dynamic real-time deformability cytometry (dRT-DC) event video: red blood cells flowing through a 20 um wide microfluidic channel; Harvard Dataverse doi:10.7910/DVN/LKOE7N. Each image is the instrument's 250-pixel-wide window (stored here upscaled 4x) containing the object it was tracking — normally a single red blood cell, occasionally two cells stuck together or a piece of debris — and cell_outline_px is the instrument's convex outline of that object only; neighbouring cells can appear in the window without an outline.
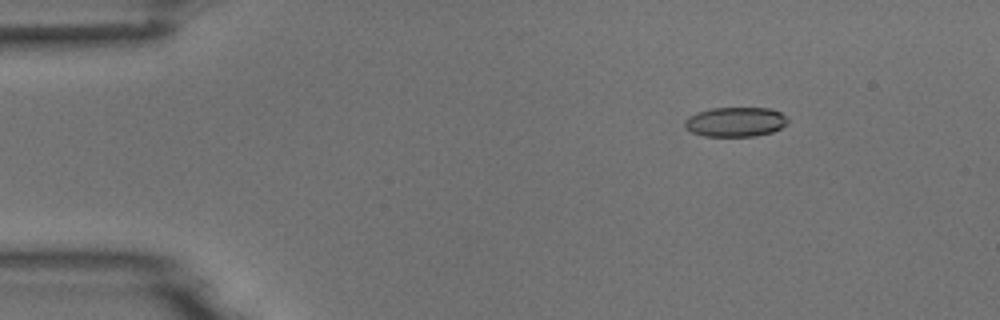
{"species": "common noctule bat (a hibernating species)", "species_latin": "Nyctalus noctula", "temperature_condition": "room temperature", "stored_images_in_passage": 6, "camera_frame_rate_fps": 3000, "um_per_image_px": 0.085, "animal": {"sex": "male", "body_mass_g": 18.8}, "frame": {"image": 1, "passage_image": 3, "time_ms": 2.333, "image_size_px": [1000, 320], "cell_outline_px": [[788, 124], [772, 132], [756, 136], [704, 136], [692, 132], [684, 124], [684, 120], [688, 116], [696, 112], [712, 108], [772, 108], [788, 116]], "centroid_in_image_um": [62.54, 10.35], "position_along_channel_um": 22.5, "area_um2": 17.92}}
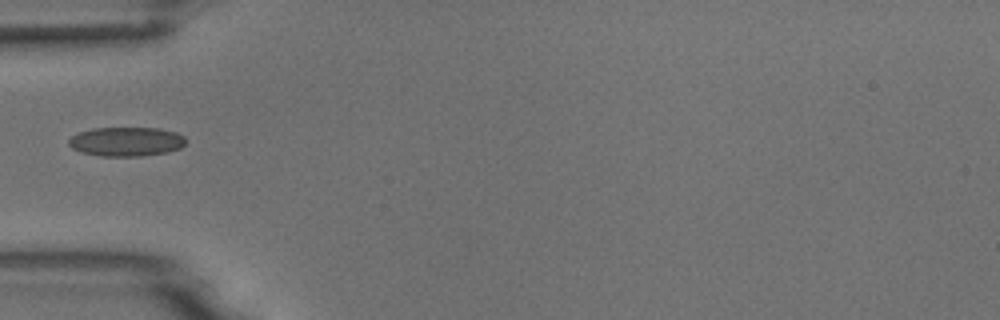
{"frame": {"image": 2, "passage_image": 6, "time_ms": 5.667, "image_size_px": [1000, 320], "cell_outline_px": [[184, 144], [180, 148], [168, 152], [144, 156], [100, 156], [80, 152], [72, 148], [68, 144], [68, 140], [72, 136], [80, 132], [92, 128], [160, 128], [176, 132], [184, 136]], "centroid_in_image_um": [10.73, 12.04], "position_along_channel_um": 74.3, "area_um2": 20.0}}